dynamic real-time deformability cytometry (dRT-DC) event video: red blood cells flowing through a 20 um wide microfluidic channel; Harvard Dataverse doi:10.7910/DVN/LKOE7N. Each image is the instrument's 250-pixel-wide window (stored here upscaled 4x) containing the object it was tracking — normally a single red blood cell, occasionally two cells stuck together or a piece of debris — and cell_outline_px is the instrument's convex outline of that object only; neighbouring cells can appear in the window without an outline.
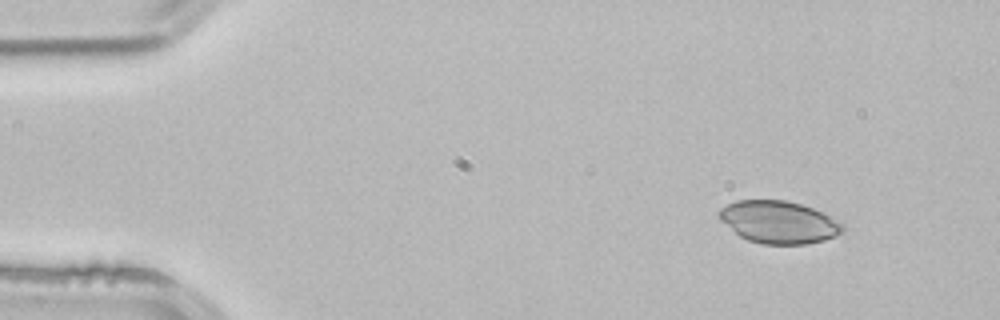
{"species": "common noctule bat (a hibernating species)", "species_latin": "Nyctalus noctula", "temperature_condition": "room temperature", "stored_images_in_passage": 4, "segment_of_instrument_passage": [1, 2], "camera_frame_rate_fps": 3000, "um_per_image_px": 0.085, "animal": {"sex": "male", "body_mass_g": 21.5, "forearm_length_mm": 52.0}, "frame": {"image": 1, "passage_image": 1, "time_ms": 0.0, "image_size_px": [1000, 320], "cell_outline_px": [[844, 228], [836, 236], [824, 240], [804, 244], [760, 244], [748, 240], [740, 236], [720, 220], [716, 216], [716, 212], [720, 208], [736, 200], [784, 200], [800, 204], [812, 208], [844, 224]], "centroid_in_image_um": [66.14, 18.88], "position_along_channel_um": 18.9, "area_um2": 30.4}}